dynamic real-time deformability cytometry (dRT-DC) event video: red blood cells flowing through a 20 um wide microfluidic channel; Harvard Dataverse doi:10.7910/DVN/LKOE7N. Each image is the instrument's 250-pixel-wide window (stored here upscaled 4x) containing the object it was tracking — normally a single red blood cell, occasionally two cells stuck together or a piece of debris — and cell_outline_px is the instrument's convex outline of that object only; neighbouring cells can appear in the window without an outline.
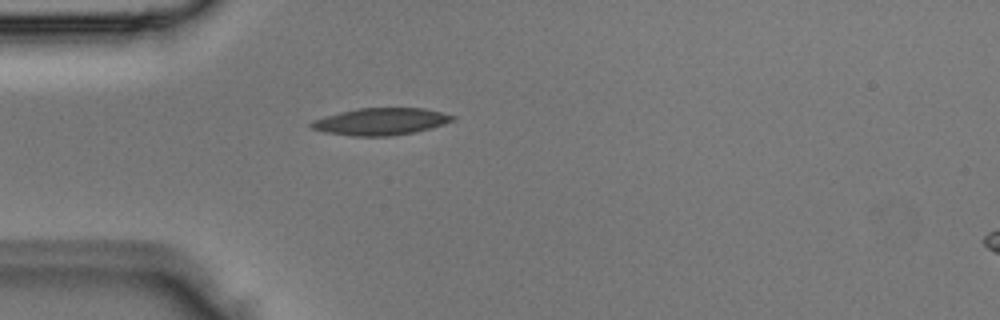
{"species": "Egyptian fruit bat (a non-hibernating species)", "species_latin": "Rousettus aegyptiacus", "temperature_condition": "room temperature", "stored_images_in_passage": 1, "camera_frame_rate_fps": 3000, "um_per_image_px": 0.085, "animal": {"sex": "male"}, "frame": {"image": 1, "passage_image": 1, "time_ms": 0.0, "image_size_px": [1000, 320], "cell_outline_px": [[456, 120], [428, 128], [412, 132], [388, 136], [352, 136], [324, 132], [312, 128], [308, 124], [312, 120], [340, 112], [360, 108], [424, 108], [456, 116]], "centroid_in_image_um": [32.34, 10.33], "position_along_channel_um": 52.7, "area_um2": 22.02}}